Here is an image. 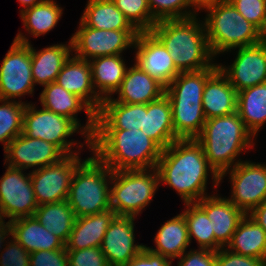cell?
Wrapping results in <instances>:
<instances>
[{
	"instance_id": "obj_1",
	"label": "cell",
	"mask_w": 266,
	"mask_h": 266,
	"mask_svg": "<svg viewBox=\"0 0 266 266\" xmlns=\"http://www.w3.org/2000/svg\"><path fill=\"white\" fill-rule=\"evenodd\" d=\"M156 169L159 182L175 189L184 203H196L208 196V171L214 187L220 176L209 165L202 145L196 139H178L162 150ZM206 193V194H205Z\"/></svg>"
},
{
	"instance_id": "obj_2",
	"label": "cell",
	"mask_w": 266,
	"mask_h": 266,
	"mask_svg": "<svg viewBox=\"0 0 266 266\" xmlns=\"http://www.w3.org/2000/svg\"><path fill=\"white\" fill-rule=\"evenodd\" d=\"M112 171L153 169L162 148L140 130H94L90 147Z\"/></svg>"
},
{
	"instance_id": "obj_3",
	"label": "cell",
	"mask_w": 266,
	"mask_h": 266,
	"mask_svg": "<svg viewBox=\"0 0 266 266\" xmlns=\"http://www.w3.org/2000/svg\"><path fill=\"white\" fill-rule=\"evenodd\" d=\"M196 16L157 21L151 29L180 72L201 71L215 64L203 21L200 23Z\"/></svg>"
},
{
	"instance_id": "obj_4",
	"label": "cell",
	"mask_w": 266,
	"mask_h": 266,
	"mask_svg": "<svg viewBox=\"0 0 266 266\" xmlns=\"http://www.w3.org/2000/svg\"><path fill=\"white\" fill-rule=\"evenodd\" d=\"M218 69L196 72H180L165 88L172 109L174 133L179 139H196L202 132L206 118L202 108V96L206 80Z\"/></svg>"
},
{
	"instance_id": "obj_5",
	"label": "cell",
	"mask_w": 266,
	"mask_h": 266,
	"mask_svg": "<svg viewBox=\"0 0 266 266\" xmlns=\"http://www.w3.org/2000/svg\"><path fill=\"white\" fill-rule=\"evenodd\" d=\"M253 138V134L235 112L206 119L196 140L202 145L209 165L221 176L241 162V159L237 160L236 157L247 147L249 149L254 146ZM236 160L237 162H234Z\"/></svg>"
},
{
	"instance_id": "obj_6",
	"label": "cell",
	"mask_w": 266,
	"mask_h": 266,
	"mask_svg": "<svg viewBox=\"0 0 266 266\" xmlns=\"http://www.w3.org/2000/svg\"><path fill=\"white\" fill-rule=\"evenodd\" d=\"M207 16L203 24L214 58L220 53L262 42L266 36L244 18L229 0H218L203 6Z\"/></svg>"
},
{
	"instance_id": "obj_7",
	"label": "cell",
	"mask_w": 266,
	"mask_h": 266,
	"mask_svg": "<svg viewBox=\"0 0 266 266\" xmlns=\"http://www.w3.org/2000/svg\"><path fill=\"white\" fill-rule=\"evenodd\" d=\"M111 179L112 170L94 154L77 166L67 199L76 218L111 209Z\"/></svg>"
},
{
	"instance_id": "obj_8",
	"label": "cell",
	"mask_w": 266,
	"mask_h": 266,
	"mask_svg": "<svg viewBox=\"0 0 266 266\" xmlns=\"http://www.w3.org/2000/svg\"><path fill=\"white\" fill-rule=\"evenodd\" d=\"M110 181L111 209L117 216L137 217L153 200L160 186L156 167L112 171Z\"/></svg>"
},
{
	"instance_id": "obj_9",
	"label": "cell",
	"mask_w": 266,
	"mask_h": 266,
	"mask_svg": "<svg viewBox=\"0 0 266 266\" xmlns=\"http://www.w3.org/2000/svg\"><path fill=\"white\" fill-rule=\"evenodd\" d=\"M35 105L28 103L23 114V134L29 138L42 139L57 145L66 155L76 154L72 150L75 144L73 139L67 140L69 136L80 130V134L86 138V146L90 147V138L82 129L66 116L56 114L42 107L35 109ZM73 141V142H72ZM74 144V145H73Z\"/></svg>"
},
{
	"instance_id": "obj_10",
	"label": "cell",
	"mask_w": 266,
	"mask_h": 266,
	"mask_svg": "<svg viewBox=\"0 0 266 266\" xmlns=\"http://www.w3.org/2000/svg\"><path fill=\"white\" fill-rule=\"evenodd\" d=\"M137 30H98L87 27L81 20L79 28L72 35L74 56L90 61L100 56L122 55L127 48L134 46Z\"/></svg>"
},
{
	"instance_id": "obj_11",
	"label": "cell",
	"mask_w": 266,
	"mask_h": 266,
	"mask_svg": "<svg viewBox=\"0 0 266 266\" xmlns=\"http://www.w3.org/2000/svg\"><path fill=\"white\" fill-rule=\"evenodd\" d=\"M81 162L78 152L66 155L59 162L32 170L30 177L38 205L67 200L72 176Z\"/></svg>"
},
{
	"instance_id": "obj_12",
	"label": "cell",
	"mask_w": 266,
	"mask_h": 266,
	"mask_svg": "<svg viewBox=\"0 0 266 266\" xmlns=\"http://www.w3.org/2000/svg\"><path fill=\"white\" fill-rule=\"evenodd\" d=\"M230 175L231 194L228 198L237 208L249 214L266 199V164L241 161L220 176Z\"/></svg>"
},
{
	"instance_id": "obj_13",
	"label": "cell",
	"mask_w": 266,
	"mask_h": 266,
	"mask_svg": "<svg viewBox=\"0 0 266 266\" xmlns=\"http://www.w3.org/2000/svg\"><path fill=\"white\" fill-rule=\"evenodd\" d=\"M34 87L29 43L14 40L0 66V99L32 95Z\"/></svg>"
},
{
	"instance_id": "obj_14",
	"label": "cell",
	"mask_w": 266,
	"mask_h": 266,
	"mask_svg": "<svg viewBox=\"0 0 266 266\" xmlns=\"http://www.w3.org/2000/svg\"><path fill=\"white\" fill-rule=\"evenodd\" d=\"M8 166L0 179V219L9 222L18 218L33 216L39 206L30 173Z\"/></svg>"
},
{
	"instance_id": "obj_15",
	"label": "cell",
	"mask_w": 266,
	"mask_h": 266,
	"mask_svg": "<svg viewBox=\"0 0 266 266\" xmlns=\"http://www.w3.org/2000/svg\"><path fill=\"white\" fill-rule=\"evenodd\" d=\"M135 63L165 88L180 73L162 42L151 32H139L134 41Z\"/></svg>"
},
{
	"instance_id": "obj_16",
	"label": "cell",
	"mask_w": 266,
	"mask_h": 266,
	"mask_svg": "<svg viewBox=\"0 0 266 266\" xmlns=\"http://www.w3.org/2000/svg\"><path fill=\"white\" fill-rule=\"evenodd\" d=\"M234 62L226 67L218 64L219 70L237 92L266 82V38L253 46L237 48Z\"/></svg>"
},
{
	"instance_id": "obj_17",
	"label": "cell",
	"mask_w": 266,
	"mask_h": 266,
	"mask_svg": "<svg viewBox=\"0 0 266 266\" xmlns=\"http://www.w3.org/2000/svg\"><path fill=\"white\" fill-rule=\"evenodd\" d=\"M7 166L34 170L59 162L66 154L55 144L29 138L23 133L14 138L4 150ZM8 162V163H7Z\"/></svg>"
},
{
	"instance_id": "obj_18",
	"label": "cell",
	"mask_w": 266,
	"mask_h": 266,
	"mask_svg": "<svg viewBox=\"0 0 266 266\" xmlns=\"http://www.w3.org/2000/svg\"><path fill=\"white\" fill-rule=\"evenodd\" d=\"M133 216H116L101 243V250L110 266H125L145 247L135 243Z\"/></svg>"
},
{
	"instance_id": "obj_19",
	"label": "cell",
	"mask_w": 266,
	"mask_h": 266,
	"mask_svg": "<svg viewBox=\"0 0 266 266\" xmlns=\"http://www.w3.org/2000/svg\"><path fill=\"white\" fill-rule=\"evenodd\" d=\"M68 92L81 98L96 114L99 112L103 99L93 87L89 61L72 54L66 60L56 81Z\"/></svg>"
},
{
	"instance_id": "obj_20",
	"label": "cell",
	"mask_w": 266,
	"mask_h": 266,
	"mask_svg": "<svg viewBox=\"0 0 266 266\" xmlns=\"http://www.w3.org/2000/svg\"><path fill=\"white\" fill-rule=\"evenodd\" d=\"M43 87L44 90L39 97L42 107L73 120L91 138L95 130L96 113L81 98L68 92L56 82ZM83 109L88 117L85 127L81 126L76 118L77 113Z\"/></svg>"
},
{
	"instance_id": "obj_21",
	"label": "cell",
	"mask_w": 266,
	"mask_h": 266,
	"mask_svg": "<svg viewBox=\"0 0 266 266\" xmlns=\"http://www.w3.org/2000/svg\"><path fill=\"white\" fill-rule=\"evenodd\" d=\"M14 40L24 44L29 43L32 76L35 85L45 86L55 82L62 66L73 52L71 39L68 44L51 45L40 51H36L29 39L21 32L17 34Z\"/></svg>"
},
{
	"instance_id": "obj_22",
	"label": "cell",
	"mask_w": 266,
	"mask_h": 266,
	"mask_svg": "<svg viewBox=\"0 0 266 266\" xmlns=\"http://www.w3.org/2000/svg\"><path fill=\"white\" fill-rule=\"evenodd\" d=\"M196 204L212 221L215 240L222 247H226L230 243L239 222L246 214L237 208L228 197L222 198L215 196V194L203 197Z\"/></svg>"
},
{
	"instance_id": "obj_23",
	"label": "cell",
	"mask_w": 266,
	"mask_h": 266,
	"mask_svg": "<svg viewBox=\"0 0 266 266\" xmlns=\"http://www.w3.org/2000/svg\"><path fill=\"white\" fill-rule=\"evenodd\" d=\"M118 98L109 97L103 101H116L126 104H148L165 94V87L151 78L136 63L127 72L116 90Z\"/></svg>"
},
{
	"instance_id": "obj_24",
	"label": "cell",
	"mask_w": 266,
	"mask_h": 266,
	"mask_svg": "<svg viewBox=\"0 0 266 266\" xmlns=\"http://www.w3.org/2000/svg\"><path fill=\"white\" fill-rule=\"evenodd\" d=\"M238 92L219 68L206 80L202 108L206 119L227 116L237 111Z\"/></svg>"
},
{
	"instance_id": "obj_25",
	"label": "cell",
	"mask_w": 266,
	"mask_h": 266,
	"mask_svg": "<svg viewBox=\"0 0 266 266\" xmlns=\"http://www.w3.org/2000/svg\"><path fill=\"white\" fill-rule=\"evenodd\" d=\"M141 130L162 149L179 139L174 133L171 104L165 94L153 102L144 104Z\"/></svg>"
},
{
	"instance_id": "obj_26",
	"label": "cell",
	"mask_w": 266,
	"mask_h": 266,
	"mask_svg": "<svg viewBox=\"0 0 266 266\" xmlns=\"http://www.w3.org/2000/svg\"><path fill=\"white\" fill-rule=\"evenodd\" d=\"M116 216L115 211L109 209L98 214L76 218L65 244L66 250L100 247L110 223Z\"/></svg>"
},
{
	"instance_id": "obj_27",
	"label": "cell",
	"mask_w": 266,
	"mask_h": 266,
	"mask_svg": "<svg viewBox=\"0 0 266 266\" xmlns=\"http://www.w3.org/2000/svg\"><path fill=\"white\" fill-rule=\"evenodd\" d=\"M144 121V104L102 101L96 114L95 130H140Z\"/></svg>"
},
{
	"instance_id": "obj_28",
	"label": "cell",
	"mask_w": 266,
	"mask_h": 266,
	"mask_svg": "<svg viewBox=\"0 0 266 266\" xmlns=\"http://www.w3.org/2000/svg\"><path fill=\"white\" fill-rule=\"evenodd\" d=\"M9 223L11 236L29 253L66 248L65 243L52 232L46 230L34 215L18 218Z\"/></svg>"
},
{
	"instance_id": "obj_29",
	"label": "cell",
	"mask_w": 266,
	"mask_h": 266,
	"mask_svg": "<svg viewBox=\"0 0 266 266\" xmlns=\"http://www.w3.org/2000/svg\"><path fill=\"white\" fill-rule=\"evenodd\" d=\"M122 58V55L100 56L89 61L93 87L102 99L111 97L120 87L128 69Z\"/></svg>"
},
{
	"instance_id": "obj_30",
	"label": "cell",
	"mask_w": 266,
	"mask_h": 266,
	"mask_svg": "<svg viewBox=\"0 0 266 266\" xmlns=\"http://www.w3.org/2000/svg\"><path fill=\"white\" fill-rule=\"evenodd\" d=\"M155 235L156 248H147L172 261L187 252L190 245L187 222L182 213L167 220Z\"/></svg>"
},
{
	"instance_id": "obj_31",
	"label": "cell",
	"mask_w": 266,
	"mask_h": 266,
	"mask_svg": "<svg viewBox=\"0 0 266 266\" xmlns=\"http://www.w3.org/2000/svg\"><path fill=\"white\" fill-rule=\"evenodd\" d=\"M226 247L234 253L266 262V231L246 214Z\"/></svg>"
},
{
	"instance_id": "obj_32",
	"label": "cell",
	"mask_w": 266,
	"mask_h": 266,
	"mask_svg": "<svg viewBox=\"0 0 266 266\" xmlns=\"http://www.w3.org/2000/svg\"><path fill=\"white\" fill-rule=\"evenodd\" d=\"M236 112L246 128L257 136L266 123V82L239 91Z\"/></svg>"
},
{
	"instance_id": "obj_33",
	"label": "cell",
	"mask_w": 266,
	"mask_h": 266,
	"mask_svg": "<svg viewBox=\"0 0 266 266\" xmlns=\"http://www.w3.org/2000/svg\"><path fill=\"white\" fill-rule=\"evenodd\" d=\"M80 20L98 30H136L112 0H88Z\"/></svg>"
},
{
	"instance_id": "obj_34",
	"label": "cell",
	"mask_w": 266,
	"mask_h": 266,
	"mask_svg": "<svg viewBox=\"0 0 266 266\" xmlns=\"http://www.w3.org/2000/svg\"><path fill=\"white\" fill-rule=\"evenodd\" d=\"M34 216L46 230L67 243L76 216L67 200L39 205Z\"/></svg>"
},
{
	"instance_id": "obj_35",
	"label": "cell",
	"mask_w": 266,
	"mask_h": 266,
	"mask_svg": "<svg viewBox=\"0 0 266 266\" xmlns=\"http://www.w3.org/2000/svg\"><path fill=\"white\" fill-rule=\"evenodd\" d=\"M63 9L54 0H45L25 10H20L23 25L34 37L44 35L54 29L60 20Z\"/></svg>"
},
{
	"instance_id": "obj_36",
	"label": "cell",
	"mask_w": 266,
	"mask_h": 266,
	"mask_svg": "<svg viewBox=\"0 0 266 266\" xmlns=\"http://www.w3.org/2000/svg\"><path fill=\"white\" fill-rule=\"evenodd\" d=\"M187 207L182 213L188 227V235L191 243L195 238L199 249L218 251L222 246L215 240L212 221L196 203H185Z\"/></svg>"
},
{
	"instance_id": "obj_37",
	"label": "cell",
	"mask_w": 266,
	"mask_h": 266,
	"mask_svg": "<svg viewBox=\"0 0 266 266\" xmlns=\"http://www.w3.org/2000/svg\"><path fill=\"white\" fill-rule=\"evenodd\" d=\"M0 142L8 144L23 132V114L27 103L0 99Z\"/></svg>"
},
{
	"instance_id": "obj_38",
	"label": "cell",
	"mask_w": 266,
	"mask_h": 266,
	"mask_svg": "<svg viewBox=\"0 0 266 266\" xmlns=\"http://www.w3.org/2000/svg\"><path fill=\"white\" fill-rule=\"evenodd\" d=\"M112 2L138 32L151 31L157 22L152 16L148 0H112Z\"/></svg>"
},
{
	"instance_id": "obj_39",
	"label": "cell",
	"mask_w": 266,
	"mask_h": 266,
	"mask_svg": "<svg viewBox=\"0 0 266 266\" xmlns=\"http://www.w3.org/2000/svg\"><path fill=\"white\" fill-rule=\"evenodd\" d=\"M148 5L156 21L189 18L199 11L190 0H148Z\"/></svg>"
},
{
	"instance_id": "obj_40",
	"label": "cell",
	"mask_w": 266,
	"mask_h": 266,
	"mask_svg": "<svg viewBox=\"0 0 266 266\" xmlns=\"http://www.w3.org/2000/svg\"><path fill=\"white\" fill-rule=\"evenodd\" d=\"M237 11L266 36V0H229Z\"/></svg>"
},
{
	"instance_id": "obj_41",
	"label": "cell",
	"mask_w": 266,
	"mask_h": 266,
	"mask_svg": "<svg viewBox=\"0 0 266 266\" xmlns=\"http://www.w3.org/2000/svg\"><path fill=\"white\" fill-rule=\"evenodd\" d=\"M68 266H110L100 247L67 250Z\"/></svg>"
},
{
	"instance_id": "obj_42",
	"label": "cell",
	"mask_w": 266,
	"mask_h": 266,
	"mask_svg": "<svg viewBox=\"0 0 266 266\" xmlns=\"http://www.w3.org/2000/svg\"><path fill=\"white\" fill-rule=\"evenodd\" d=\"M6 243L0 253V266H30V253L14 237Z\"/></svg>"
},
{
	"instance_id": "obj_43",
	"label": "cell",
	"mask_w": 266,
	"mask_h": 266,
	"mask_svg": "<svg viewBox=\"0 0 266 266\" xmlns=\"http://www.w3.org/2000/svg\"><path fill=\"white\" fill-rule=\"evenodd\" d=\"M30 266H68L66 248L30 253Z\"/></svg>"
},
{
	"instance_id": "obj_44",
	"label": "cell",
	"mask_w": 266,
	"mask_h": 266,
	"mask_svg": "<svg viewBox=\"0 0 266 266\" xmlns=\"http://www.w3.org/2000/svg\"><path fill=\"white\" fill-rule=\"evenodd\" d=\"M215 266H266V262L255 257H247L222 247L216 251Z\"/></svg>"
},
{
	"instance_id": "obj_45",
	"label": "cell",
	"mask_w": 266,
	"mask_h": 266,
	"mask_svg": "<svg viewBox=\"0 0 266 266\" xmlns=\"http://www.w3.org/2000/svg\"><path fill=\"white\" fill-rule=\"evenodd\" d=\"M183 253L178 259L177 266H215L216 251L197 249Z\"/></svg>"
},
{
	"instance_id": "obj_46",
	"label": "cell",
	"mask_w": 266,
	"mask_h": 266,
	"mask_svg": "<svg viewBox=\"0 0 266 266\" xmlns=\"http://www.w3.org/2000/svg\"><path fill=\"white\" fill-rule=\"evenodd\" d=\"M172 260L161 254L150 251L145 246L140 253L131 259L125 266H172Z\"/></svg>"
},
{
	"instance_id": "obj_47",
	"label": "cell",
	"mask_w": 266,
	"mask_h": 266,
	"mask_svg": "<svg viewBox=\"0 0 266 266\" xmlns=\"http://www.w3.org/2000/svg\"><path fill=\"white\" fill-rule=\"evenodd\" d=\"M248 215L266 231V199Z\"/></svg>"
},
{
	"instance_id": "obj_48",
	"label": "cell",
	"mask_w": 266,
	"mask_h": 266,
	"mask_svg": "<svg viewBox=\"0 0 266 266\" xmlns=\"http://www.w3.org/2000/svg\"><path fill=\"white\" fill-rule=\"evenodd\" d=\"M8 235H12L10 223L9 221L5 222L4 220L0 219V249L2 247L1 244H5L4 240L8 237Z\"/></svg>"
},
{
	"instance_id": "obj_49",
	"label": "cell",
	"mask_w": 266,
	"mask_h": 266,
	"mask_svg": "<svg viewBox=\"0 0 266 266\" xmlns=\"http://www.w3.org/2000/svg\"><path fill=\"white\" fill-rule=\"evenodd\" d=\"M45 0H18L20 4L24 7L22 10L33 7L34 5L40 4Z\"/></svg>"
},
{
	"instance_id": "obj_50",
	"label": "cell",
	"mask_w": 266,
	"mask_h": 266,
	"mask_svg": "<svg viewBox=\"0 0 266 266\" xmlns=\"http://www.w3.org/2000/svg\"><path fill=\"white\" fill-rule=\"evenodd\" d=\"M199 10L210 3L216 2L218 0H190Z\"/></svg>"
}]
</instances>
